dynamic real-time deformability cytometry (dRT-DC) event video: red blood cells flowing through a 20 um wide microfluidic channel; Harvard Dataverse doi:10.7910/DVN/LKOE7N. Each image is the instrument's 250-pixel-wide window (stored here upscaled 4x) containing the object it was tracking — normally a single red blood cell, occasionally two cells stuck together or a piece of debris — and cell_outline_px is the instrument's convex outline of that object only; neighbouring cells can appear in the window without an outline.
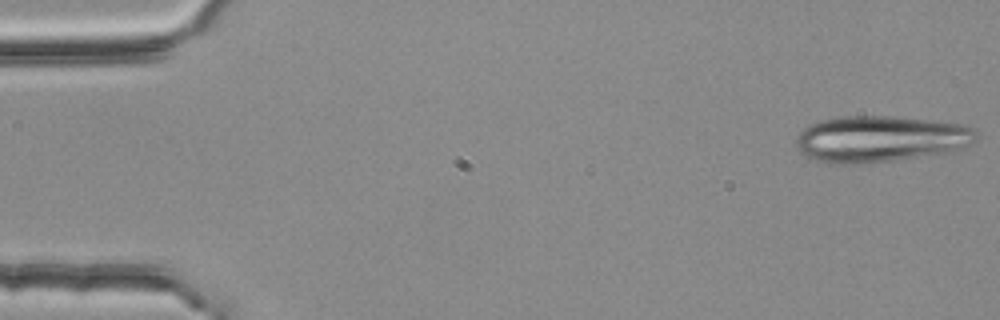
{"species": "common noctule bat (a hibernating species)", "species_latin": "Nyctalus noctula", "temperature_condition": "room temperature", "stored_images_in_passage": 5, "camera_frame_rate_fps": 3000, "um_per_image_px": 0.085, "animal": {"sex": "female", "body_mass_g": 25.1}, "frame": {"image": 1, "passage_image": 1, "time_ms": 0.0, "image_size_px": [1000, 320], "cell_outline_px": [[976, 140], [960, 148], [944, 152], [872, 164], [828, 164], [816, 160], [800, 152], [796, 144], [796, 136], [804, 128], [820, 120], [844, 116], [888, 116], [964, 124], [976, 128]], "centroid_in_image_um": [74.79, 11.82], "position_along_channel_um": 10.2, "area_um2": 48.55}}
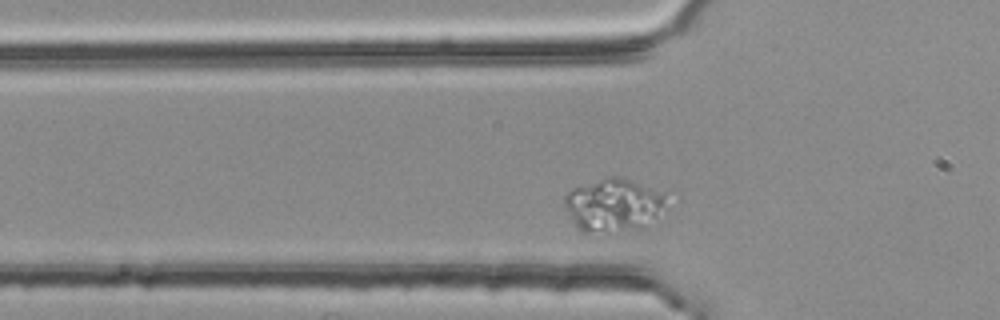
{"frame": {"image": 2, "passage_image": 5, "time_ms": 1.333, "image_size_px": [1000, 320], "cell_outline_px": [[668, 208], [644, 228], [608, 232], [584, 232], [576, 228], [564, 204], [564, 196], [568, 192], [576, 188], [612, 176], [616, 176], [664, 192]], "centroid_in_image_um": [52.2, 17.47], "position_along_channel_um": 73.6, "area_um2": 31.27}}